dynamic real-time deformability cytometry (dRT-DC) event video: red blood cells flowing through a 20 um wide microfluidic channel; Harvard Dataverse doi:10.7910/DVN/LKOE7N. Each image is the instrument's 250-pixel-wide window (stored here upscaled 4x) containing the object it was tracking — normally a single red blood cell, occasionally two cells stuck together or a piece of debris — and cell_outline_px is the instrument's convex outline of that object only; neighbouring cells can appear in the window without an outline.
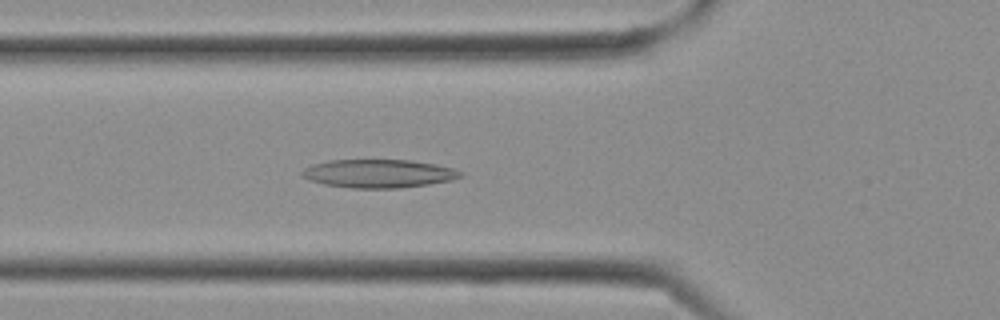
{"species": "Egyptian fruit bat (a non-hibernating species)", "species_latin": "Rousettus aegyptiacus", "temperature_condition": "cold", "stored_images_in_passage": 12, "camera_frame_rate_fps": 3000, "um_per_image_px": 0.085, "frame": {"image": 1, "passage_image": 10, "time_ms": 3.0, "image_size_px": [1000, 320], "cell_outline_px": [[464, 176], [452, 180], [428, 184], [400, 188], [348, 188], [324, 184], [308, 180], [300, 176], [300, 172], [304, 168], [312, 164], [328, 160], [412, 160], [436, 164], [456, 168], [464, 172]], "centroid_in_image_um": [32.19, 14.75], "position_along_channel_um": 93.6, "area_um2": 26.59}}
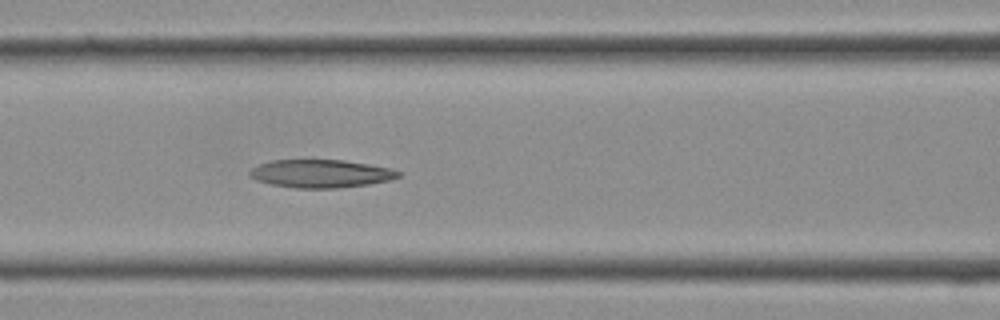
{"frame": {"image": 2, "passage_image": 12, "time_ms": 3.667, "image_size_px": [1000, 320], "cell_outline_px": [[404, 172], [400, 176], [392, 180], [368, 184], [336, 188], [296, 188], [272, 184], [256, 180], [248, 176], [248, 172], [252, 168], [260, 164], [272, 160], [344, 160], [392, 168]], "centroid_in_image_um": [27.31, 14.75], "position_along_channel_um": 139.3, "area_um2": 24.39}}